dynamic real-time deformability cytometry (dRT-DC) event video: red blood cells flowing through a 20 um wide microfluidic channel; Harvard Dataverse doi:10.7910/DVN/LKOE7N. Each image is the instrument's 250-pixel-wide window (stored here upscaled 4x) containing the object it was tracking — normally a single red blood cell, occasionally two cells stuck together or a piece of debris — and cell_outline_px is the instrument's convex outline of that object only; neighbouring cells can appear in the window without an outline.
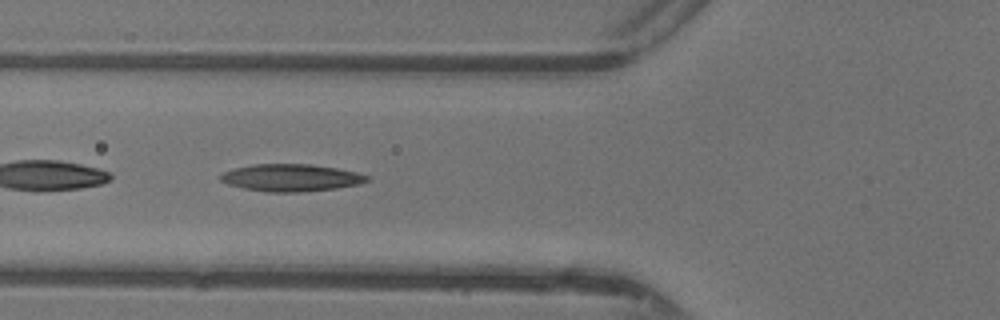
{"species": "common noctule bat (a hibernating species)", "species_latin": "Nyctalus noctula", "temperature_condition": "warm", "stored_images_in_passage": 46, "camera_frame_rate_fps": 3000, "um_per_image_px": 0.085, "animal": {"sex": "female"}, "frame": {"image": 1, "passage_image": 17, "time_ms": 5.333, "image_size_px": [1000, 320], "cell_outline_px": [[368, 180], [356, 184], [336, 188], [300, 192], [268, 192], [244, 188], [228, 184], [220, 180], [220, 176], [224, 172], [236, 168], [252, 164], [312, 164], [336, 168], [356, 172], [368, 176]], "centroid_in_image_um": [24.71, 15.1], "position_along_channel_um": 101.1, "area_um2": 22.95}}
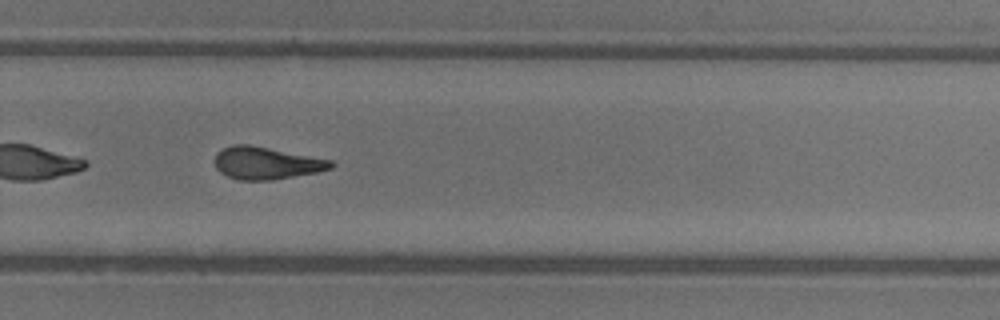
{"frame": {"image": 2, "passage_image": 31, "time_ms": 10.0, "image_size_px": [1000, 320], "cell_outline_px": [[336, 164], [332, 168], [316, 172], [272, 180], [240, 180], [228, 176], [220, 172], [216, 168], [216, 152], [232, 144], [248, 144], [332, 160]], "centroid_in_image_um": [22.64, 13.86], "position_along_channel_um": 307.2, "area_um2": 21.73}}
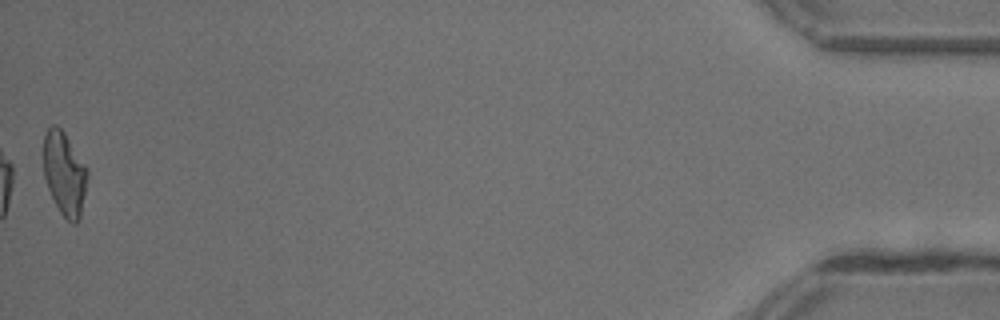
{"frame": {"image": 3, "passage_image": 46, "time_ms": 15.0, "image_size_px": [1000, 320], "cell_outline_px": [[88, 176], [80, 216], [76, 224], [72, 224], [60, 212], [48, 188], [44, 176], [44, 136], [48, 128], [52, 124], [56, 124], [64, 132], [88, 168]], "centroid_in_image_um": [5.49, 14.73], "position_along_channel_um": 429.7, "area_um2": 21.21}, "authors_computed_cell_mechanics": {"area_um2": 22.3686, "velocity_mm_per_s": 4.421, "shape_relaxation_time_tau1_ms": null, "shape_relaxation_time_tau2_ms": 1.8037, "deformation_change_tau1": null, "deformation_change_tau2": 0.1194}}